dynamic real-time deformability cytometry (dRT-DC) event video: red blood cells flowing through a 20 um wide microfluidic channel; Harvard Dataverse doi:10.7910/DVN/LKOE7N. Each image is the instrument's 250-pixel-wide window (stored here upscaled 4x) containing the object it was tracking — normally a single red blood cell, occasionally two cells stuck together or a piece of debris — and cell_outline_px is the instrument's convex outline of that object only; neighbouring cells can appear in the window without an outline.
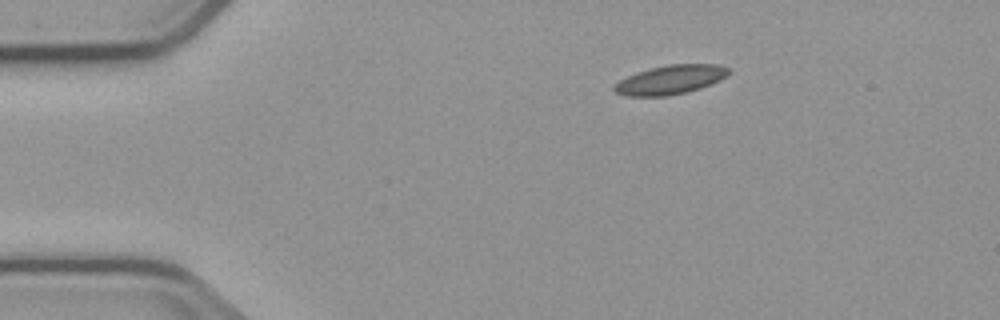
{"species": "common noctule bat (a hibernating species)", "species_latin": "Nyctalus noctula", "temperature_condition": "cold", "stored_images_in_passage": 6, "camera_frame_rate_fps": 3000, "um_per_image_px": 0.085, "animal": {"sex": "male", "body_mass_g": 23.1, "forearm_length_mm": 52.7}, "frame": {"image": 1, "passage_image": 6, "time_ms": 6.0, "image_size_px": [1000, 320], "cell_outline_px": [[732, 72], [728, 76], [720, 80], [700, 88], [688, 92], [668, 96], [628, 96], [616, 92], [612, 88], [620, 80], [636, 72], [648, 68], [668, 64], [720, 64], [728, 68]], "centroid_in_image_um": [57.02, 6.77], "position_along_channel_um": 28.0, "area_um2": 19.54}}